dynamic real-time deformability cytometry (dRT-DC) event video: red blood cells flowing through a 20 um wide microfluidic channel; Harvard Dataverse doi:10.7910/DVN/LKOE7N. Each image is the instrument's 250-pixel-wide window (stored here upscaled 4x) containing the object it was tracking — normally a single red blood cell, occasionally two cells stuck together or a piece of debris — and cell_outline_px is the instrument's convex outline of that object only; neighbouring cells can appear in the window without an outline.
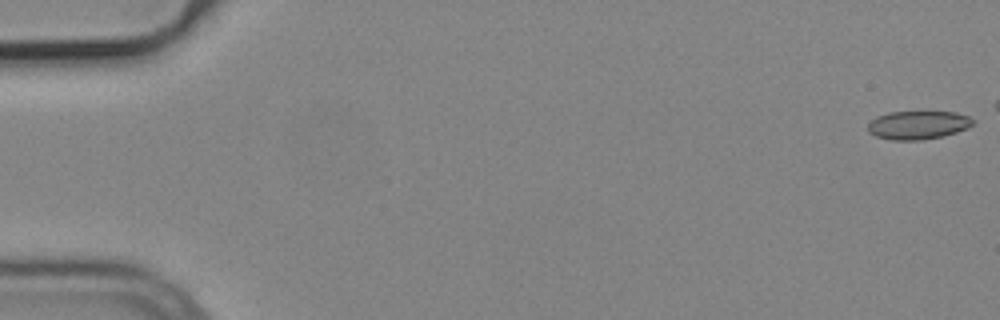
{"species": "common noctule bat (a hibernating species)", "species_latin": "Nyctalus noctula", "temperature_condition": "cold", "stored_images_in_passage": 48, "camera_frame_rate_fps": 3000, "um_per_image_px": 0.085, "animal": {"sex": "male", "body_mass_g": 19.2, "forearm_length_mm": 51.8}, "frame": {"image": 1, "passage_image": 1, "time_ms": 0.0, "image_size_px": [1000, 320], "cell_outline_px": [[976, 124], [968, 128], [944, 136], [924, 140], [892, 140], [876, 136], [868, 132], [868, 124], [876, 116], [888, 112], [956, 112], [968, 116], [976, 120]], "centroid_in_image_um": [78.07, 10.63], "position_along_channel_um": 6.9, "area_um2": 17.63}}
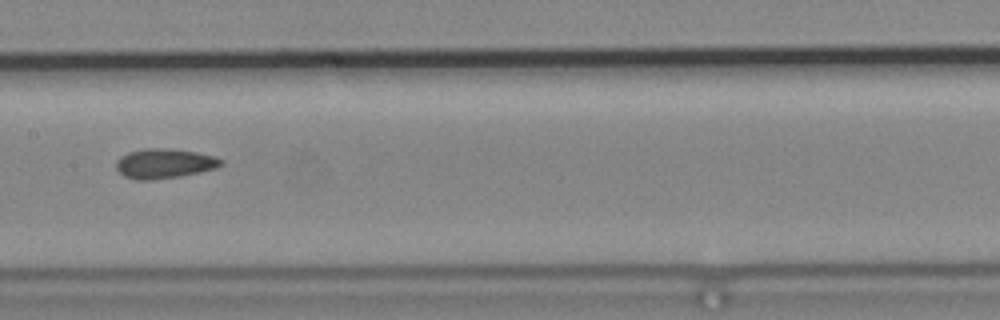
{"frame": {"image": 2, "passage_image": 28, "time_ms": 9.0, "image_size_px": [1000, 320], "cell_outline_px": [[224, 164], [216, 168], [200, 172], [180, 176], [152, 180], [136, 180], [124, 176], [116, 168], [116, 160], [120, 156], [128, 152], [144, 148], [168, 148], [196, 152], [216, 156], [224, 160]], "centroid_in_image_um": [13.98, 13.89], "position_along_channel_um": 193.4, "area_um2": 18.38}}
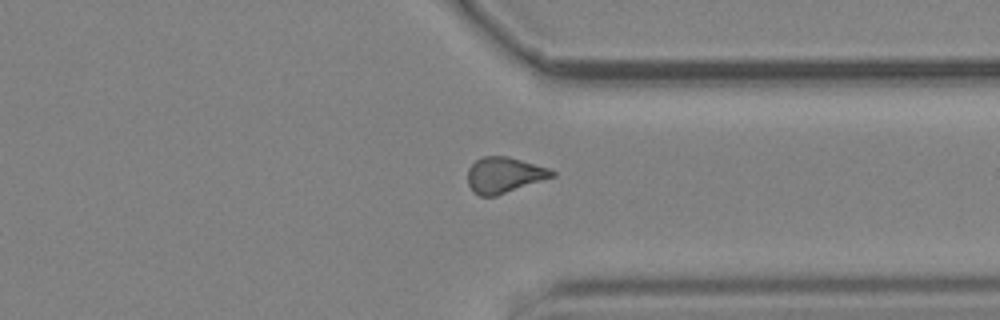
{"frame": {"image": 3, "passage_image": 42, "time_ms": 13.667, "image_size_px": [1000, 320], "cell_outline_px": [[556, 176], [496, 196], [480, 196], [472, 192], [468, 184], [468, 168], [476, 160], [484, 156], [508, 156], [548, 168], [556, 172]], "centroid_in_image_um": [42.85, 14.88], "position_along_channel_um": 368.6, "area_um2": 17.63}, "authors_computed_cell_mechanics": {"area_um2": 17.7446, "velocity_mm_per_s": 3.7771, "shape_relaxation_time_tau1_ms": null, "shape_relaxation_time_tau2_ms": 2.2631, "deformation_change_tau1": null, "deformation_change_tau2": 0.0837}}